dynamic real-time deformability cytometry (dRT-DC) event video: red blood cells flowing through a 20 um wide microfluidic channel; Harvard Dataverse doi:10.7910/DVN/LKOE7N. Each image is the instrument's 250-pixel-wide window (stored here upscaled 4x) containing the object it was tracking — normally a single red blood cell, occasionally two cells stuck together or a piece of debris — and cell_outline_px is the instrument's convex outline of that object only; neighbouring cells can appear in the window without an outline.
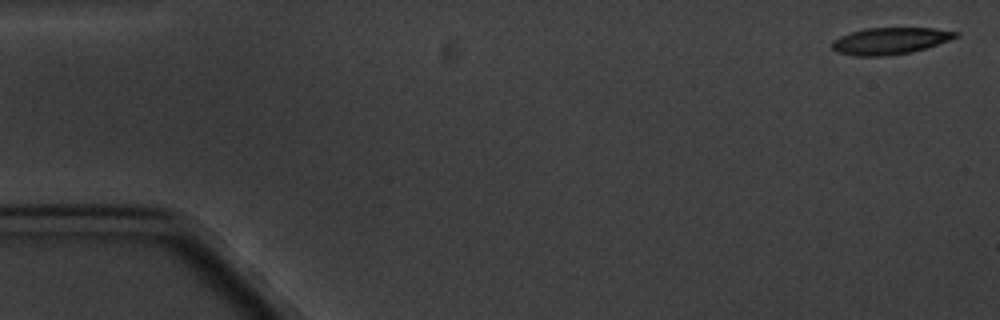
{"species": "common noctule bat (a hibernating species)", "species_latin": "Nyctalus noctula", "temperature_condition": "cold", "stored_images_in_passage": 12, "camera_frame_rate_fps": 3000, "um_per_image_px": 0.085, "animal": {"sex": "male", "body_mass_g": 20.1, "forearm_length_mm": 53.5}, "frame": {"image": 1, "passage_image": 1, "time_ms": 0.0, "image_size_px": [1000, 320], "cell_outline_px": [[960, 36], [912, 52], [888, 56], [856, 56], [836, 52], [832, 48], [832, 40], [840, 36], [864, 28], [932, 28], [960, 32]], "centroid_in_image_um": [75.63, 3.48], "position_along_channel_um": 9.4, "area_um2": 19.25}}
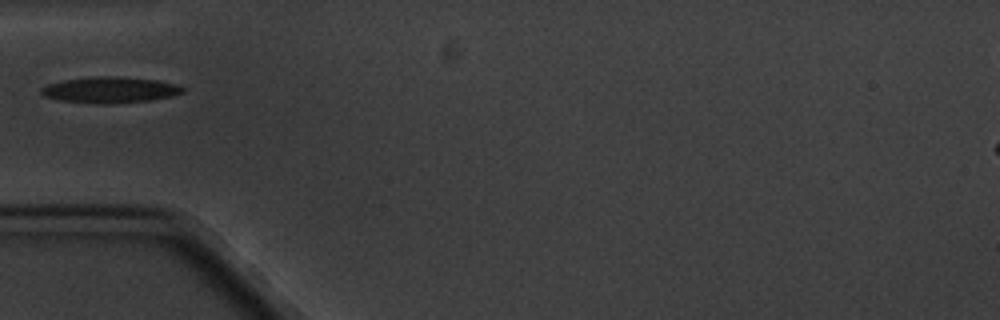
{"frame": {"image": 2, "passage_image": 6, "time_ms": 5.667, "image_size_px": [1000, 320], "cell_outline_px": [[184, 92], [172, 96], [148, 100], [112, 104], [96, 104], [60, 100], [44, 96], [40, 92], [40, 88], [48, 84], [64, 80], [96, 76], [116, 76], [156, 80], [180, 84], [184, 88]], "centroid_in_image_um": [9.36, 7.64], "position_along_channel_um": 75.6, "area_um2": 21.56}}
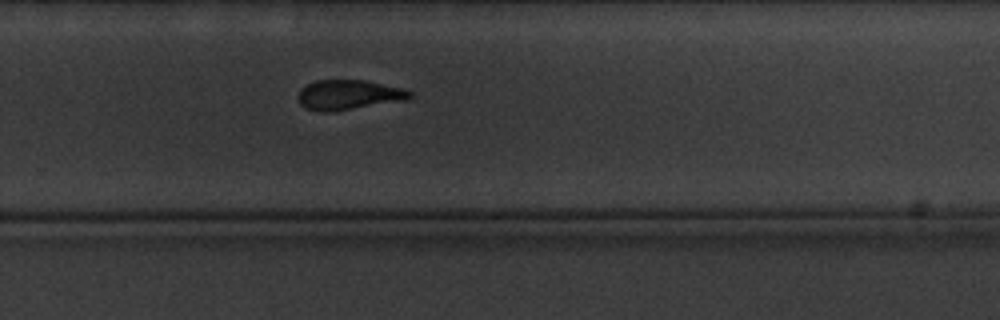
{"frame": {"image": 3, "passage_image": 12, "time_ms": 12.333, "image_size_px": [1000, 320], "cell_outline_px": [[412, 96], [404, 100], [328, 112], [320, 112], [304, 108], [300, 104], [296, 96], [300, 88], [316, 80], [364, 80], [400, 88], [412, 92]], "centroid_in_image_um": [29.54, 8.06], "position_along_channel_um": 300.3, "area_um2": 19.25}}